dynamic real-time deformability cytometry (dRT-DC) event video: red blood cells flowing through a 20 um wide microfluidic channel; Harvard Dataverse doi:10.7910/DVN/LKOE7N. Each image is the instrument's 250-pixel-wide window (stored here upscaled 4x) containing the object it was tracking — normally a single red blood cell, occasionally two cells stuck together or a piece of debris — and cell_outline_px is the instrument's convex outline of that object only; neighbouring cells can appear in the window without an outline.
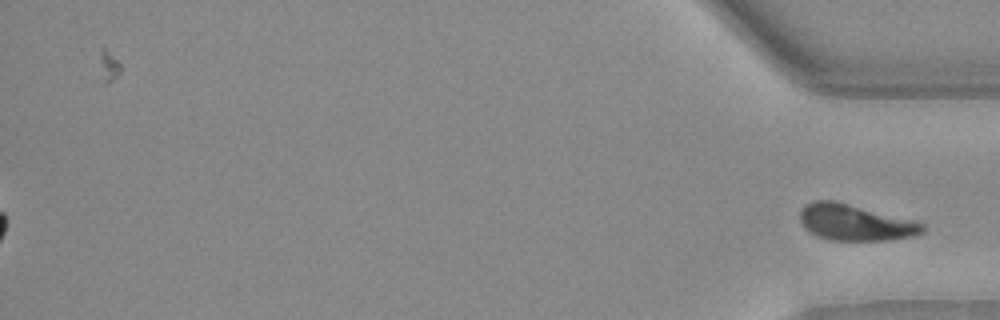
{"species": "Egyptian fruit bat (a non-hibernating species)", "species_latin": "Rousettus aegyptiacus", "temperature_condition": "warm", "stored_images_in_passage": 51, "segment_of_instrument_passage": [2, 2], "camera_frame_rate_fps": 3000, "um_per_image_px": 0.085, "animal": {"sex": "female"}, "frame": {"image": 1, "passage_image": 51, "time_ms": 16.667, "image_size_px": [1000, 320], "cell_outline_px": [[928, 228], [924, 232], [912, 236], [888, 240], [828, 240], [816, 236], [808, 232], [800, 224], [800, 212], [812, 200], [832, 200], [916, 220], [924, 224]], "centroid_in_image_um": [72.7, 18.92], "position_along_channel_um": 362.5, "area_um2": 26.01}}